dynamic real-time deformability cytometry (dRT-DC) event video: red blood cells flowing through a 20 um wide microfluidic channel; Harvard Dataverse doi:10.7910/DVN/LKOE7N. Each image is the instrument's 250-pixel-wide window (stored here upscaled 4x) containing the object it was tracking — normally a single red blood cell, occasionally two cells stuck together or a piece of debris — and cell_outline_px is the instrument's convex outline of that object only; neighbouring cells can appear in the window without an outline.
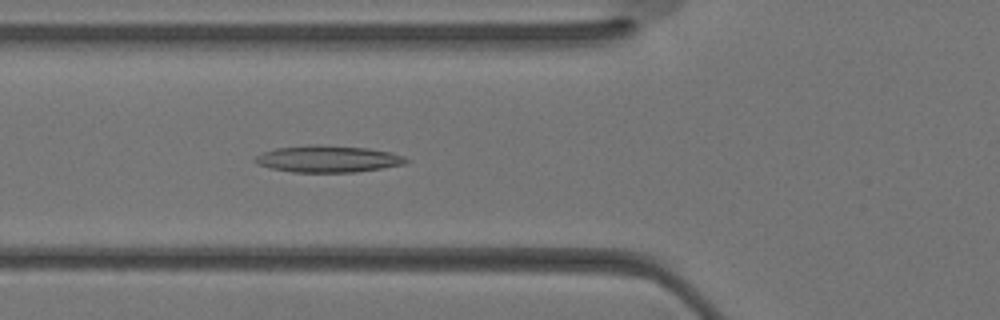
{"species": "Egyptian fruit bat (a non-hibernating species)", "species_latin": "Rousettus aegyptiacus", "temperature_condition": "warm", "stored_images_in_passage": 34, "camera_frame_rate_fps": 3000, "um_per_image_px": 0.085, "animal": {"sex": "female"}, "frame": {"image": 1, "passage_image": 12, "time_ms": 3.667, "image_size_px": [1000, 320], "cell_outline_px": [[412, 160], [404, 164], [356, 172], [292, 172], [272, 168], [256, 164], [252, 160], [256, 156], [264, 152], [276, 148], [312, 144], [316, 144], [368, 148], [392, 152], [404, 156]], "centroid_in_image_um": [27.89, 13.5], "position_along_channel_um": 97.9, "area_um2": 23.64}}
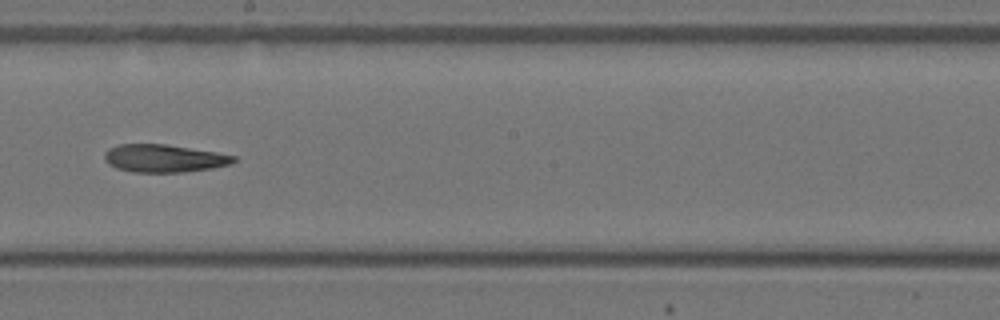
{"frame": {"image": 2, "passage_image": 19, "time_ms": 6.0, "image_size_px": [1000, 320], "cell_outline_px": [[236, 160], [232, 164], [212, 168], [184, 172], [132, 172], [116, 168], [108, 164], [104, 160], [104, 152], [108, 148], [120, 144], [164, 144], [216, 152], [236, 156]], "centroid_in_image_um": [13.92, 13.46], "position_along_channel_um": 234.3, "area_um2": 20.98}}
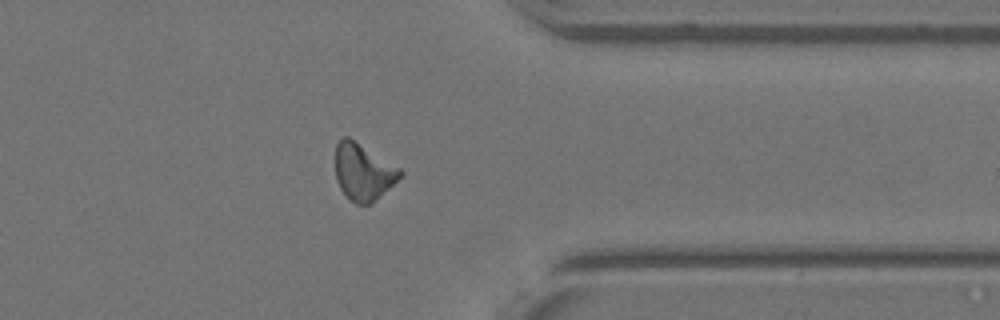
{"frame": {"image": 3, "passage_image": 27, "time_ms": 8.667, "image_size_px": [1000, 320], "cell_outline_px": [[404, 172], [380, 196], [368, 204], [356, 204], [340, 188], [336, 180], [336, 144], [344, 136], [348, 136], [400, 168]], "centroid_in_image_um": [30.86, 14.59], "position_along_channel_um": 380.5, "area_um2": 20.87}}